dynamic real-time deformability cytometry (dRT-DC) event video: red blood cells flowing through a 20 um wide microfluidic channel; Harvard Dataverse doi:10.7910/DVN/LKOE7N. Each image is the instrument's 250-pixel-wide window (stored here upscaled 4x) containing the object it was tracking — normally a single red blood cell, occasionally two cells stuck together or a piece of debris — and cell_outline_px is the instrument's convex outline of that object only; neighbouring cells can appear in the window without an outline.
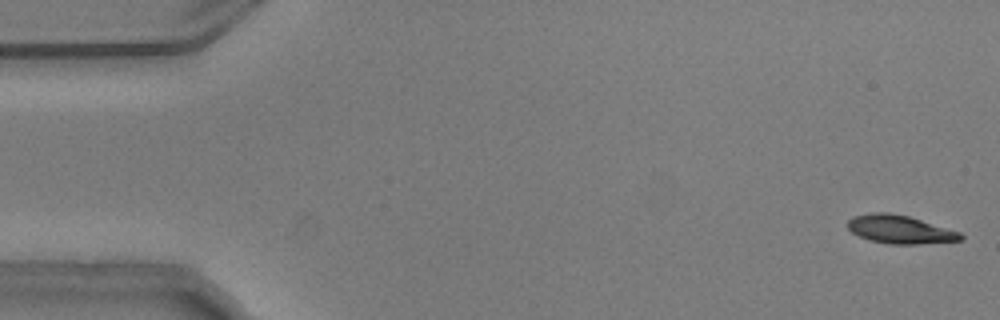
{"species": "common noctule bat (a hibernating species)", "species_latin": "Nyctalus noctula", "temperature_condition": "warm", "stored_images_in_passage": 54, "camera_frame_rate_fps": 3000, "um_per_image_px": 0.085, "animal": {"sex": "male", "body_mass_g": 20.5, "forearm_length_mm": 52.5}, "frame": {"image": 1, "passage_image": 1, "time_ms": 0.0, "image_size_px": [1000, 320], "cell_outline_px": [[964, 240], [920, 244], [888, 244], [868, 240], [852, 232], [848, 228], [848, 220], [852, 216], [872, 212], [888, 212], [908, 216], [960, 232], [964, 236]], "centroid_in_image_um": [76.49, 19.5], "position_along_channel_um": 8.5, "area_um2": 18.67}}
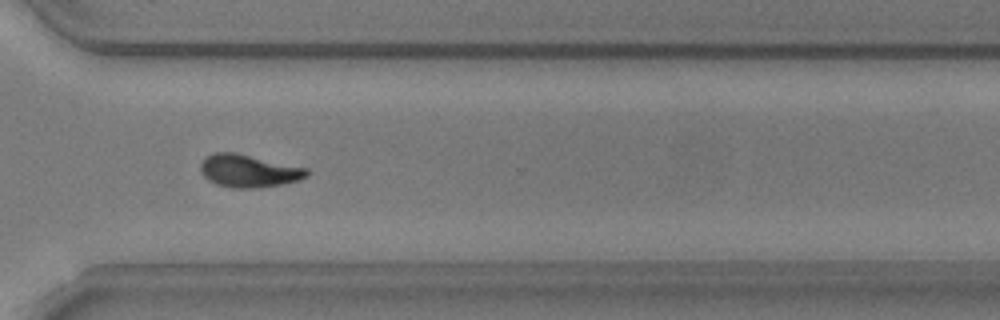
{"frame": {"image": 2, "passage_image": 39, "time_ms": 12.667, "image_size_px": [1000, 320], "cell_outline_px": [[308, 176], [300, 180], [280, 184], [256, 188], [232, 188], [216, 184], [208, 180], [200, 172], [200, 164], [212, 152], [236, 152], [308, 168]], "centroid_in_image_um": [21.13, 14.52], "position_along_channel_um": 349.5, "area_um2": 20.35}}
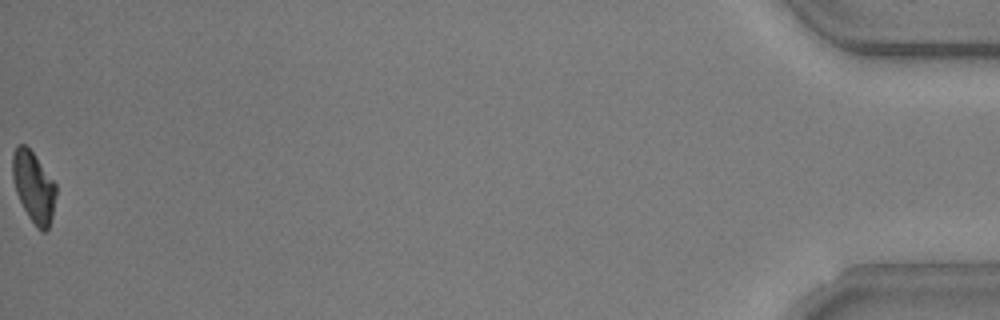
{"frame": {"image": 3, "passage_image": 54, "time_ms": 17.667, "image_size_px": [1000, 320], "cell_outline_px": [[56, 196], [52, 216], [48, 228], [44, 232], [36, 228], [28, 216], [16, 192], [12, 180], [12, 152], [16, 144], [24, 144], [32, 152], [56, 184]], "centroid_in_image_um": [2.84, 15.88], "position_along_channel_um": 432.4, "area_um2": 17.92}, "authors_computed_cell_mechanics": {"area_um2": 19.5653, "velocity_mm_per_s": 3.7301, "shape_relaxation_time_tau1_ms": 4.5007, "shape_relaxation_time_tau2_ms": 4.3022, "deformation_change_tau1": 0.1789, "deformation_change_tau2": 0.0875}}